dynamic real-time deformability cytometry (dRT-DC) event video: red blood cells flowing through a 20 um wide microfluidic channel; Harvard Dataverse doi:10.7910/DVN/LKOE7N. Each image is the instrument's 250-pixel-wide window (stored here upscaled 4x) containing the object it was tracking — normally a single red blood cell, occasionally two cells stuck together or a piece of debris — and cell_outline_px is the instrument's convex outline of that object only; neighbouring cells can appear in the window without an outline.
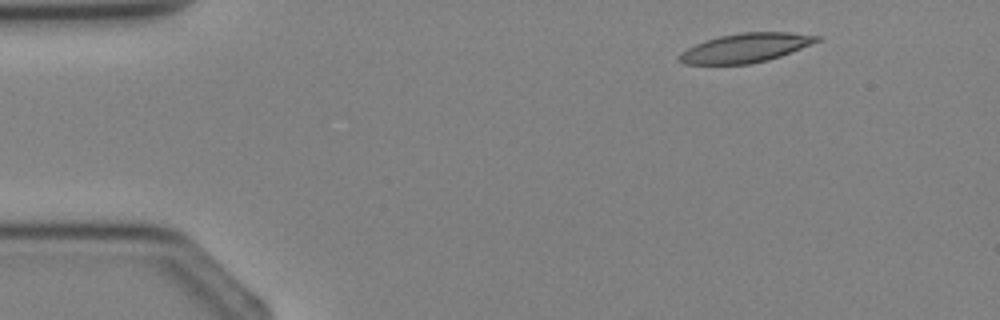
{"species": "Egyptian fruit bat (a non-hibernating species)", "species_latin": "Rousettus aegyptiacus", "temperature_condition": "cold", "stored_images_in_passage": 3, "camera_frame_rate_fps": 3000, "um_per_image_px": 0.085, "animal": {"sex": "female"}, "frame": {"image": 1, "passage_image": 1, "time_ms": 0.0, "image_size_px": [1000, 320], "cell_outline_px": [[820, 40], [812, 44], [780, 56], [768, 60], [748, 64], [684, 64], [680, 60], [680, 52], [696, 44], [720, 36], [740, 32], [788, 32], [820, 36]], "centroid_in_image_um": [63.39, 4.06], "position_along_channel_um": 21.6, "area_um2": 23.0}}
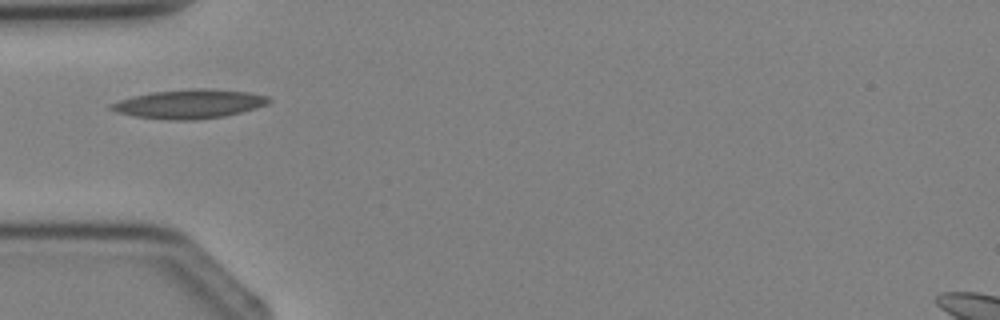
{"frame": {"image": 2, "passage_image": 3, "time_ms": 2.333, "image_size_px": [1000, 320], "cell_outline_px": [[272, 100], [268, 104], [256, 108], [224, 116], [196, 120], [168, 120], [136, 116], [116, 112], [108, 108], [108, 104], [132, 96], [152, 92], [196, 88], [212, 88], [248, 92], [268, 96]], "centroid_in_image_um": [16.1, 8.83], "position_along_channel_um": 68.9, "area_um2": 26.76}}